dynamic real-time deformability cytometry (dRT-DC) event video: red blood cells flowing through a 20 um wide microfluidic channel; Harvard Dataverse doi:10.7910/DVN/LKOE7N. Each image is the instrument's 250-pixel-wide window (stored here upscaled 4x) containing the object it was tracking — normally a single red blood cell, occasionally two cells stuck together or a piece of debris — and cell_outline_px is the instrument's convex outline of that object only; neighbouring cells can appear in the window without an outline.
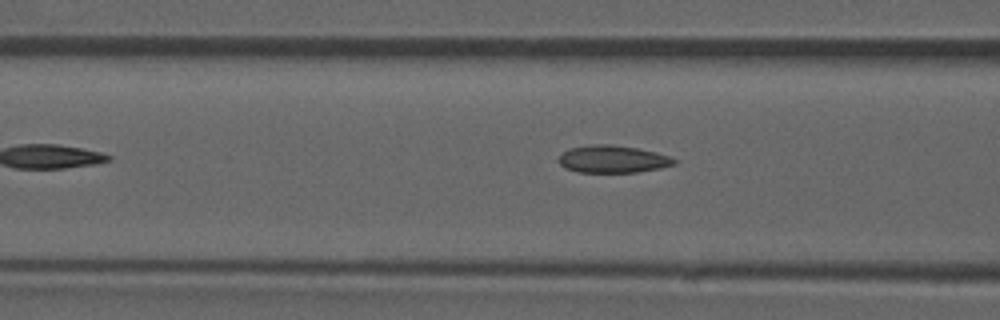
{"species": "common noctule bat (a hibernating species)", "species_latin": "Nyctalus noctula", "temperature_condition": "room temperature", "stored_images_in_passage": 31, "camera_frame_rate_fps": 3000, "um_per_image_px": 0.085, "animal": {"sex": "male", "forearm_length_mm": 52.5}, "frame": {"image": 1, "passage_image": 5, "time_ms": 1.333, "image_size_px": [1000, 320], "cell_outline_px": [[676, 164], [660, 168], [636, 172], [576, 172], [564, 168], [556, 160], [568, 148], [592, 144], [612, 144], [636, 148], [656, 152], [668, 156], [676, 160]], "centroid_in_image_um": [52.04, 13.52], "position_along_channel_um": 114.6, "area_um2": 18.5}}